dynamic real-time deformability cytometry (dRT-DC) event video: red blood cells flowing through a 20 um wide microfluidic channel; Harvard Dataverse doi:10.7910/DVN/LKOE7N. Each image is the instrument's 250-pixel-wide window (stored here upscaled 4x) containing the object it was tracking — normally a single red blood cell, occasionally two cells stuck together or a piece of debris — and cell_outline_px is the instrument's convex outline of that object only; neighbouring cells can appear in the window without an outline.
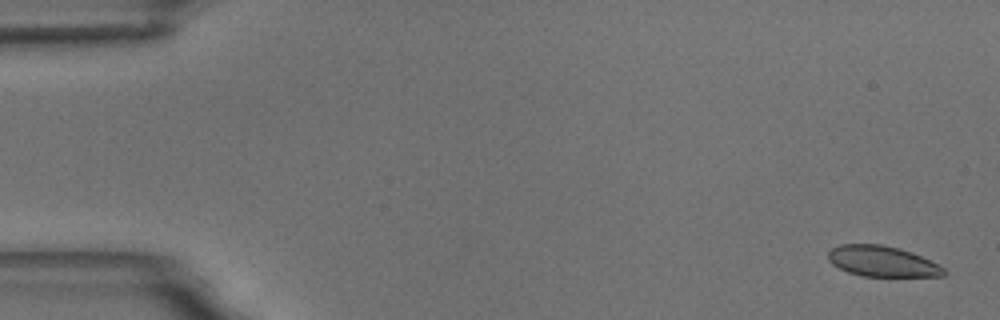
{"species": "common noctule bat (a hibernating species)", "species_latin": "Nyctalus noctula", "temperature_condition": "room temperature", "stored_images_in_passage": 58, "camera_frame_rate_fps": 3000, "um_per_image_px": 0.085, "animal": {"sex": "male", "body_mass_g": 18.8}, "frame": {"image": 1, "passage_image": 2, "time_ms": 0.333, "image_size_px": [1000, 320], "cell_outline_px": [[948, 272], [944, 276], [860, 276], [848, 272], [832, 264], [828, 260], [828, 252], [832, 248], [840, 244], [880, 244], [900, 248], [912, 252], [944, 268]], "centroid_in_image_um": [74.97, 22.21], "position_along_channel_um": 10.0, "area_um2": 20.63}}
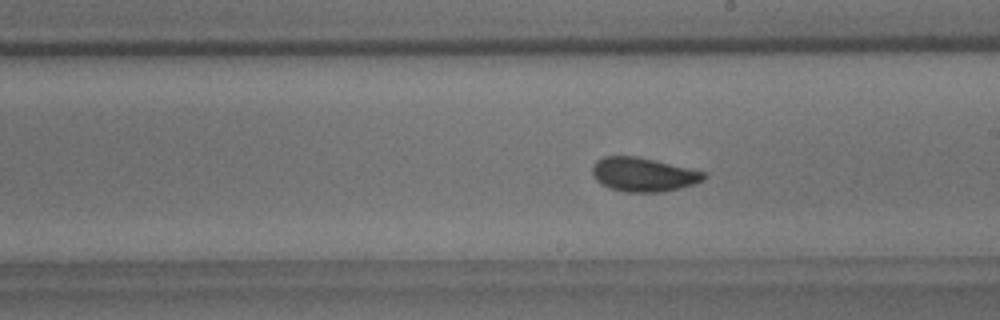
{"frame": {"image": 2, "passage_image": 33, "time_ms": 10.667, "image_size_px": [1000, 320], "cell_outline_px": [[708, 176], [704, 180], [680, 188], [664, 192], [624, 192], [608, 188], [600, 184], [592, 176], [592, 164], [596, 160], [604, 156], [636, 156], [708, 172]], "centroid_in_image_um": [54.67, 14.84], "position_along_channel_um": 234.3, "area_um2": 22.43}}
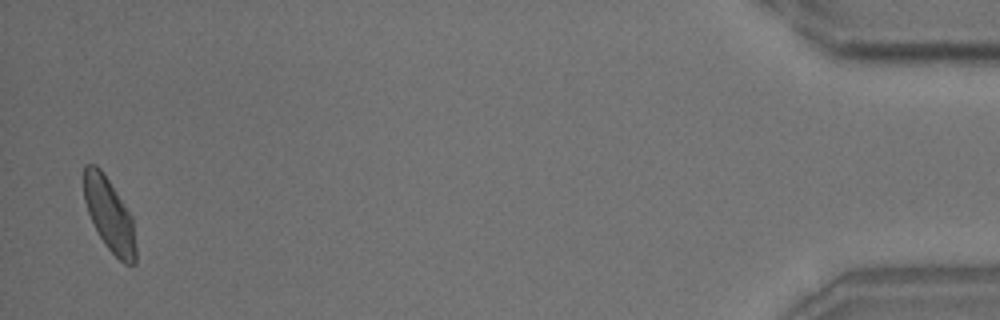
{"frame": {"image": 3, "passage_image": 57, "time_ms": 18.667, "image_size_px": [1000, 320], "cell_outline_px": [[136, 264], [124, 264], [104, 244], [88, 212], [84, 200], [84, 164], [96, 164], [100, 168], [132, 216], [136, 248]], "centroid_in_image_um": [9.3, 18.26], "position_along_channel_um": 425.9, "area_um2": 21.79}, "authors_computed_cell_mechanics": {"area_um2": 21.8484, "velocity_mm_per_s": 3.4908, "shape_relaxation_time_tau1_ms": 3.0129, "shape_relaxation_time_tau2_ms": 0.9462, "deformation_change_tau1": 0.1011, "deformation_change_tau2": 0.0315}}